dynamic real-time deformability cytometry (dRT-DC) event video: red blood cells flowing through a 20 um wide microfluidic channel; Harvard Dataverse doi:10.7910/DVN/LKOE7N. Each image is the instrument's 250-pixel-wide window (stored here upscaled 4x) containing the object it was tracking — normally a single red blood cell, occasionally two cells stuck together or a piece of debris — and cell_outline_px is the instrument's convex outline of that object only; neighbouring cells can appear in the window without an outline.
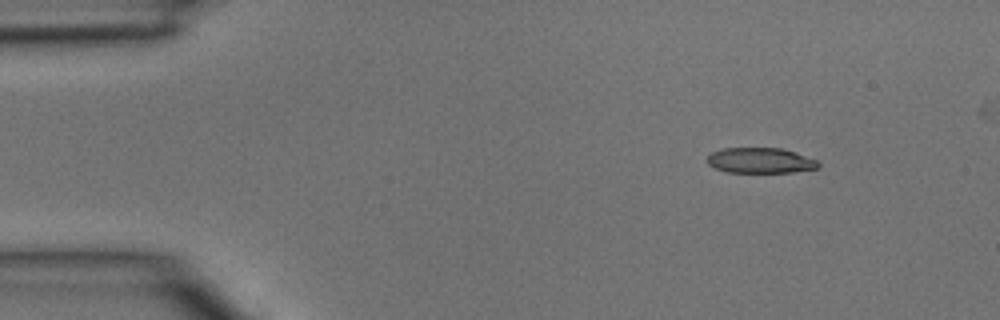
{"species": "common noctule bat (a hibernating species)", "species_latin": "Nyctalus noctula", "temperature_condition": "room temperature", "stored_images_in_passage": 4, "camera_frame_rate_fps": 3000, "um_per_image_px": 0.085, "animal": {"sex": "male", "body_mass_g": 15.6}, "frame": {"image": 1, "passage_image": 1, "time_ms": 0.0, "image_size_px": [1000, 320], "cell_outline_px": [[820, 168], [792, 172], [728, 172], [716, 168], [708, 164], [708, 156], [712, 152], [724, 148], [780, 148], [796, 152], [816, 160], [820, 164]], "centroid_in_image_um": [64.66, 13.64], "position_along_channel_um": 20.3, "area_um2": 16.36}}
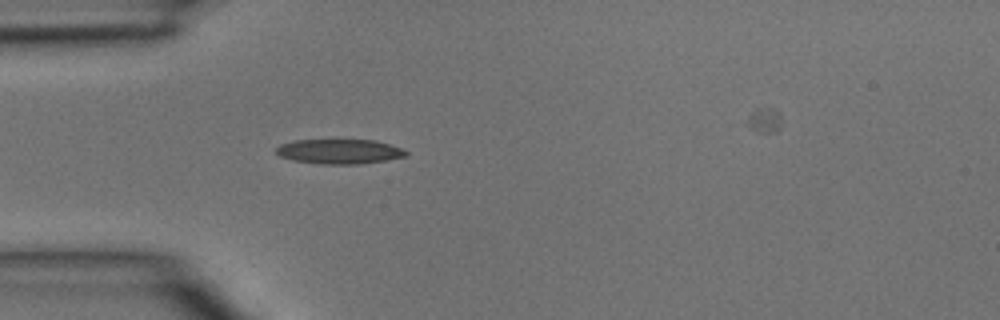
{"frame": {"image": 2, "passage_image": 3, "time_ms": 0.667, "image_size_px": [1000, 320], "cell_outline_px": [[408, 156], [360, 164], [320, 164], [292, 160], [280, 156], [276, 152], [276, 148], [280, 144], [296, 140], [376, 140], [400, 148], [408, 152]], "centroid_in_image_um": [28.84, 12.88], "position_along_channel_um": 56.2, "area_um2": 18.61}}